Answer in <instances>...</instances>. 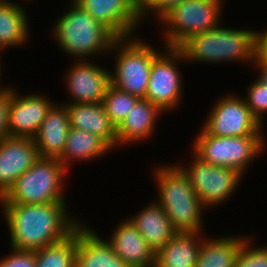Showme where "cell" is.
I'll list each match as a JSON object with an SVG mask.
<instances>
[{
  "mask_svg": "<svg viewBox=\"0 0 267 267\" xmlns=\"http://www.w3.org/2000/svg\"><path fill=\"white\" fill-rule=\"evenodd\" d=\"M220 25L222 24L212 30L191 36L179 47L185 56V61L218 64L234 60L254 62L255 31L236 30Z\"/></svg>",
  "mask_w": 267,
  "mask_h": 267,
  "instance_id": "277c9868",
  "label": "cell"
},
{
  "mask_svg": "<svg viewBox=\"0 0 267 267\" xmlns=\"http://www.w3.org/2000/svg\"><path fill=\"white\" fill-rule=\"evenodd\" d=\"M15 3L0 0V51L21 46L29 38L28 15L22 5Z\"/></svg>",
  "mask_w": 267,
  "mask_h": 267,
  "instance_id": "603a6c76",
  "label": "cell"
},
{
  "mask_svg": "<svg viewBox=\"0 0 267 267\" xmlns=\"http://www.w3.org/2000/svg\"><path fill=\"white\" fill-rule=\"evenodd\" d=\"M12 252L0 259V267H36L35 251L11 248Z\"/></svg>",
  "mask_w": 267,
  "mask_h": 267,
  "instance_id": "f546056e",
  "label": "cell"
},
{
  "mask_svg": "<svg viewBox=\"0 0 267 267\" xmlns=\"http://www.w3.org/2000/svg\"><path fill=\"white\" fill-rule=\"evenodd\" d=\"M39 158L33 138L7 137L0 141V198Z\"/></svg>",
  "mask_w": 267,
  "mask_h": 267,
  "instance_id": "9a60e30c",
  "label": "cell"
},
{
  "mask_svg": "<svg viewBox=\"0 0 267 267\" xmlns=\"http://www.w3.org/2000/svg\"><path fill=\"white\" fill-rule=\"evenodd\" d=\"M221 0H183L160 19L164 29V45L179 48L191 36L214 29L220 24Z\"/></svg>",
  "mask_w": 267,
  "mask_h": 267,
  "instance_id": "52a82bcc",
  "label": "cell"
},
{
  "mask_svg": "<svg viewBox=\"0 0 267 267\" xmlns=\"http://www.w3.org/2000/svg\"><path fill=\"white\" fill-rule=\"evenodd\" d=\"M76 267H130L119 258L107 240L82 223L77 227Z\"/></svg>",
  "mask_w": 267,
  "mask_h": 267,
  "instance_id": "d6986e66",
  "label": "cell"
},
{
  "mask_svg": "<svg viewBox=\"0 0 267 267\" xmlns=\"http://www.w3.org/2000/svg\"><path fill=\"white\" fill-rule=\"evenodd\" d=\"M262 137H217L202 127L192 147L203 161L213 166L238 170L244 175L249 164L265 149Z\"/></svg>",
  "mask_w": 267,
  "mask_h": 267,
  "instance_id": "ba28073f",
  "label": "cell"
},
{
  "mask_svg": "<svg viewBox=\"0 0 267 267\" xmlns=\"http://www.w3.org/2000/svg\"><path fill=\"white\" fill-rule=\"evenodd\" d=\"M11 100V88L5 87L0 92V141L9 137L8 116Z\"/></svg>",
  "mask_w": 267,
  "mask_h": 267,
  "instance_id": "4dcf8cb0",
  "label": "cell"
},
{
  "mask_svg": "<svg viewBox=\"0 0 267 267\" xmlns=\"http://www.w3.org/2000/svg\"><path fill=\"white\" fill-rule=\"evenodd\" d=\"M140 98L110 84L102 100L106 114L117 128Z\"/></svg>",
  "mask_w": 267,
  "mask_h": 267,
  "instance_id": "4316f807",
  "label": "cell"
},
{
  "mask_svg": "<svg viewBox=\"0 0 267 267\" xmlns=\"http://www.w3.org/2000/svg\"><path fill=\"white\" fill-rule=\"evenodd\" d=\"M1 205L15 249L36 251L58 243L81 224L69 217L66 202Z\"/></svg>",
  "mask_w": 267,
  "mask_h": 267,
  "instance_id": "6da1fadb",
  "label": "cell"
},
{
  "mask_svg": "<svg viewBox=\"0 0 267 267\" xmlns=\"http://www.w3.org/2000/svg\"><path fill=\"white\" fill-rule=\"evenodd\" d=\"M183 0H158L142 17L145 19V16L150 14H156L155 16L158 20L171 8L180 4ZM151 11V12H150Z\"/></svg>",
  "mask_w": 267,
  "mask_h": 267,
  "instance_id": "d6a6232c",
  "label": "cell"
},
{
  "mask_svg": "<svg viewBox=\"0 0 267 267\" xmlns=\"http://www.w3.org/2000/svg\"><path fill=\"white\" fill-rule=\"evenodd\" d=\"M165 48H162L163 54L159 51L154 58L145 96V99L163 112L173 110L182 99V76L177 68V61L186 60L179 48Z\"/></svg>",
  "mask_w": 267,
  "mask_h": 267,
  "instance_id": "30bf717a",
  "label": "cell"
},
{
  "mask_svg": "<svg viewBox=\"0 0 267 267\" xmlns=\"http://www.w3.org/2000/svg\"><path fill=\"white\" fill-rule=\"evenodd\" d=\"M112 148L98 135L92 134L84 130H78L70 127L66 139L65 147L59 161L68 169L69 162L77 160L87 161L95 159Z\"/></svg>",
  "mask_w": 267,
  "mask_h": 267,
  "instance_id": "cb8c5ba5",
  "label": "cell"
},
{
  "mask_svg": "<svg viewBox=\"0 0 267 267\" xmlns=\"http://www.w3.org/2000/svg\"><path fill=\"white\" fill-rule=\"evenodd\" d=\"M247 239L238 252L235 267H267V246L254 248Z\"/></svg>",
  "mask_w": 267,
  "mask_h": 267,
  "instance_id": "f1b7e54d",
  "label": "cell"
},
{
  "mask_svg": "<svg viewBox=\"0 0 267 267\" xmlns=\"http://www.w3.org/2000/svg\"><path fill=\"white\" fill-rule=\"evenodd\" d=\"M158 0H134L137 11L143 16Z\"/></svg>",
  "mask_w": 267,
  "mask_h": 267,
  "instance_id": "836d02e7",
  "label": "cell"
},
{
  "mask_svg": "<svg viewBox=\"0 0 267 267\" xmlns=\"http://www.w3.org/2000/svg\"><path fill=\"white\" fill-rule=\"evenodd\" d=\"M119 224L107 241L115 254L130 267H155V252L131 220Z\"/></svg>",
  "mask_w": 267,
  "mask_h": 267,
  "instance_id": "2e32d148",
  "label": "cell"
},
{
  "mask_svg": "<svg viewBox=\"0 0 267 267\" xmlns=\"http://www.w3.org/2000/svg\"><path fill=\"white\" fill-rule=\"evenodd\" d=\"M253 64L267 67V29L265 32L255 31Z\"/></svg>",
  "mask_w": 267,
  "mask_h": 267,
  "instance_id": "1f68e13d",
  "label": "cell"
},
{
  "mask_svg": "<svg viewBox=\"0 0 267 267\" xmlns=\"http://www.w3.org/2000/svg\"><path fill=\"white\" fill-rule=\"evenodd\" d=\"M69 128V113L66 106L53 105L33 138L39 156L59 159L65 147Z\"/></svg>",
  "mask_w": 267,
  "mask_h": 267,
  "instance_id": "e0dca14e",
  "label": "cell"
},
{
  "mask_svg": "<svg viewBox=\"0 0 267 267\" xmlns=\"http://www.w3.org/2000/svg\"><path fill=\"white\" fill-rule=\"evenodd\" d=\"M1 56V55H0ZM0 62H1V57H0ZM0 71H1V63H0ZM0 76H1V73H0ZM1 86V85H0ZM5 89V86H4V88L3 87H0V92L2 91V90H4Z\"/></svg>",
  "mask_w": 267,
  "mask_h": 267,
  "instance_id": "d590c367",
  "label": "cell"
},
{
  "mask_svg": "<svg viewBox=\"0 0 267 267\" xmlns=\"http://www.w3.org/2000/svg\"><path fill=\"white\" fill-rule=\"evenodd\" d=\"M259 70L260 74L258 75V80L264 84V85H267V67H263V66H260V65H257L256 66V70Z\"/></svg>",
  "mask_w": 267,
  "mask_h": 267,
  "instance_id": "e575fe53",
  "label": "cell"
},
{
  "mask_svg": "<svg viewBox=\"0 0 267 267\" xmlns=\"http://www.w3.org/2000/svg\"><path fill=\"white\" fill-rule=\"evenodd\" d=\"M247 98H244L252 115L262 125V117L267 112V85L256 79L248 88Z\"/></svg>",
  "mask_w": 267,
  "mask_h": 267,
  "instance_id": "83f0119b",
  "label": "cell"
},
{
  "mask_svg": "<svg viewBox=\"0 0 267 267\" xmlns=\"http://www.w3.org/2000/svg\"><path fill=\"white\" fill-rule=\"evenodd\" d=\"M67 169L59 159L40 157L0 198L1 204L66 202L63 183Z\"/></svg>",
  "mask_w": 267,
  "mask_h": 267,
  "instance_id": "5b68a950",
  "label": "cell"
},
{
  "mask_svg": "<svg viewBox=\"0 0 267 267\" xmlns=\"http://www.w3.org/2000/svg\"><path fill=\"white\" fill-rule=\"evenodd\" d=\"M162 112L147 99L140 98L117 127V146L144 142L151 137L156 128V120Z\"/></svg>",
  "mask_w": 267,
  "mask_h": 267,
  "instance_id": "ffe728a7",
  "label": "cell"
},
{
  "mask_svg": "<svg viewBox=\"0 0 267 267\" xmlns=\"http://www.w3.org/2000/svg\"><path fill=\"white\" fill-rule=\"evenodd\" d=\"M147 43L136 36L119 38L110 50V54H117L115 71L110 73L111 84L139 98L146 96L151 66L159 54Z\"/></svg>",
  "mask_w": 267,
  "mask_h": 267,
  "instance_id": "8992f818",
  "label": "cell"
},
{
  "mask_svg": "<svg viewBox=\"0 0 267 267\" xmlns=\"http://www.w3.org/2000/svg\"><path fill=\"white\" fill-rule=\"evenodd\" d=\"M129 219L155 254L177 233L156 201Z\"/></svg>",
  "mask_w": 267,
  "mask_h": 267,
  "instance_id": "7402d4cb",
  "label": "cell"
},
{
  "mask_svg": "<svg viewBox=\"0 0 267 267\" xmlns=\"http://www.w3.org/2000/svg\"><path fill=\"white\" fill-rule=\"evenodd\" d=\"M40 94L21 96L13 87L9 106V137L34 138L47 112L53 106L52 101Z\"/></svg>",
  "mask_w": 267,
  "mask_h": 267,
  "instance_id": "4fadbf2b",
  "label": "cell"
},
{
  "mask_svg": "<svg viewBox=\"0 0 267 267\" xmlns=\"http://www.w3.org/2000/svg\"><path fill=\"white\" fill-rule=\"evenodd\" d=\"M70 1L71 8L61 15L53 28L57 45L66 54L76 57V60H85V57L94 54L110 53L119 38L74 0Z\"/></svg>",
  "mask_w": 267,
  "mask_h": 267,
  "instance_id": "3957f363",
  "label": "cell"
},
{
  "mask_svg": "<svg viewBox=\"0 0 267 267\" xmlns=\"http://www.w3.org/2000/svg\"><path fill=\"white\" fill-rule=\"evenodd\" d=\"M203 232H177L156 254L155 267H195Z\"/></svg>",
  "mask_w": 267,
  "mask_h": 267,
  "instance_id": "44dd1931",
  "label": "cell"
},
{
  "mask_svg": "<svg viewBox=\"0 0 267 267\" xmlns=\"http://www.w3.org/2000/svg\"><path fill=\"white\" fill-rule=\"evenodd\" d=\"M202 126L217 137L263 136L262 126L252 115L245 100L236 94L220 98L210 109Z\"/></svg>",
  "mask_w": 267,
  "mask_h": 267,
  "instance_id": "8fae6325",
  "label": "cell"
},
{
  "mask_svg": "<svg viewBox=\"0 0 267 267\" xmlns=\"http://www.w3.org/2000/svg\"><path fill=\"white\" fill-rule=\"evenodd\" d=\"M70 127L84 130L102 138L112 149L117 146V128L100 103H65Z\"/></svg>",
  "mask_w": 267,
  "mask_h": 267,
  "instance_id": "ac0fdd59",
  "label": "cell"
},
{
  "mask_svg": "<svg viewBox=\"0 0 267 267\" xmlns=\"http://www.w3.org/2000/svg\"><path fill=\"white\" fill-rule=\"evenodd\" d=\"M87 60H78L66 74V87L74 100L70 103H100L111 84V72Z\"/></svg>",
  "mask_w": 267,
  "mask_h": 267,
  "instance_id": "5bb4252c",
  "label": "cell"
},
{
  "mask_svg": "<svg viewBox=\"0 0 267 267\" xmlns=\"http://www.w3.org/2000/svg\"><path fill=\"white\" fill-rule=\"evenodd\" d=\"M195 267H235V261L247 237H218L204 240Z\"/></svg>",
  "mask_w": 267,
  "mask_h": 267,
  "instance_id": "d4e9b609",
  "label": "cell"
},
{
  "mask_svg": "<svg viewBox=\"0 0 267 267\" xmlns=\"http://www.w3.org/2000/svg\"><path fill=\"white\" fill-rule=\"evenodd\" d=\"M173 165H161L155 170L154 178L159 194L157 203L177 232H202V212L205 207L187 175L177 164Z\"/></svg>",
  "mask_w": 267,
  "mask_h": 267,
  "instance_id": "7a4b0ae2",
  "label": "cell"
},
{
  "mask_svg": "<svg viewBox=\"0 0 267 267\" xmlns=\"http://www.w3.org/2000/svg\"><path fill=\"white\" fill-rule=\"evenodd\" d=\"M77 228L64 240L35 251L36 267H76Z\"/></svg>",
  "mask_w": 267,
  "mask_h": 267,
  "instance_id": "484cf974",
  "label": "cell"
},
{
  "mask_svg": "<svg viewBox=\"0 0 267 267\" xmlns=\"http://www.w3.org/2000/svg\"><path fill=\"white\" fill-rule=\"evenodd\" d=\"M193 161L187 167L178 166L187 175L189 182L204 207L216 206L229 199L244 176L232 168L213 166L193 152Z\"/></svg>",
  "mask_w": 267,
  "mask_h": 267,
  "instance_id": "9c48e42d",
  "label": "cell"
},
{
  "mask_svg": "<svg viewBox=\"0 0 267 267\" xmlns=\"http://www.w3.org/2000/svg\"><path fill=\"white\" fill-rule=\"evenodd\" d=\"M95 20L105 25L118 38L132 37L143 20L134 0H74Z\"/></svg>",
  "mask_w": 267,
  "mask_h": 267,
  "instance_id": "7c38bea8",
  "label": "cell"
}]
</instances>
